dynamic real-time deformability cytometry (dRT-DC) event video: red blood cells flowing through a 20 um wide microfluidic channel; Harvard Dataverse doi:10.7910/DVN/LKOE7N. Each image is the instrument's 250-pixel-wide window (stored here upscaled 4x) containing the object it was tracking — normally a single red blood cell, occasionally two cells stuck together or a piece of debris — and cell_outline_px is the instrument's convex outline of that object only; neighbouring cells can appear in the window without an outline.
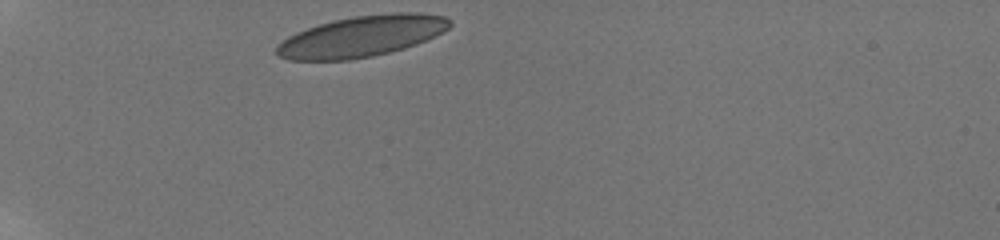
{"species": "human", "species_latin": "Homo sapiens", "temperature_condition": "room temperature", "stored_images_in_passage": 3, "camera_frame_rate_fps": 3000, "um_per_image_px": 0.085, "donor": {"sex": "male"}, "frame": {"image": 1, "passage_image": 1, "time_ms": 0.0, "image_size_px": [1000, 240], "cell_outline_px": [[452, 24], [444, 32], [416, 44], [404, 48], [372, 56], [348, 60], [288, 60], [276, 56], [276, 48], [288, 36], [296, 32], [320, 24], [352, 16], [392, 12], [420, 12], [444, 16], [452, 20]], "centroid_in_image_um": [30.78, 3.08], "position_along_channel_um": 54.2, "area_um2": 41.38}}